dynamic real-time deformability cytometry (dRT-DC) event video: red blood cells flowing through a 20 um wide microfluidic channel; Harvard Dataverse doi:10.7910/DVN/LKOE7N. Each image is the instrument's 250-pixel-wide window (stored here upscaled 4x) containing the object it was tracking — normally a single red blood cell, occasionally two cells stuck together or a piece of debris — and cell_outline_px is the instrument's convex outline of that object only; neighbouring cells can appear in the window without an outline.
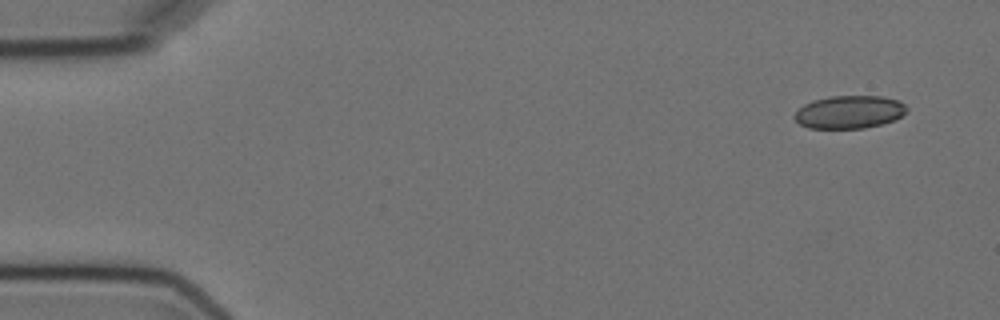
{"species": "Egyptian fruit bat (a non-hibernating species)", "species_latin": "Rousettus aegyptiacus", "temperature_condition": "cold", "stored_images_in_passage": 4, "camera_frame_rate_fps": 3000, "um_per_image_px": 0.085, "animal": {"sex": "female"}, "frame": {"image": 1, "passage_image": 1, "time_ms": 0.0, "image_size_px": [1000, 320], "cell_outline_px": [[908, 108], [900, 116], [892, 120], [880, 124], [864, 128], [808, 128], [800, 124], [792, 116], [804, 104], [812, 100], [828, 96], [880, 96], [900, 100]], "centroid_in_image_um": [72.16, 9.51], "position_along_channel_um": 12.8, "area_um2": 21.44}}
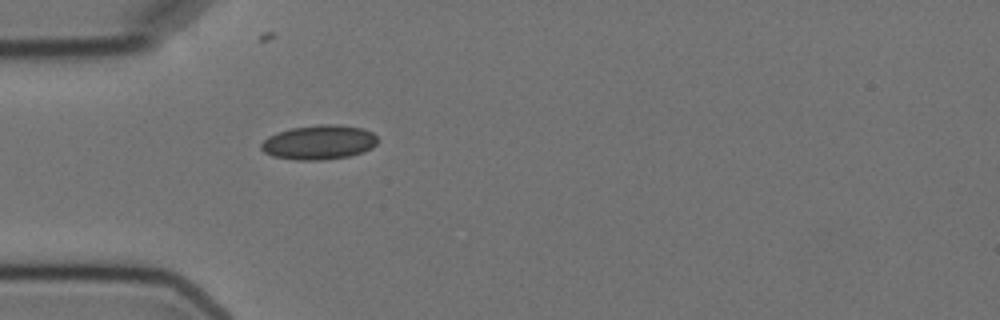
{"frame": {"image": 2, "passage_image": 4, "time_ms": 4.333, "image_size_px": [1000, 320], "cell_outline_px": [[380, 140], [372, 148], [364, 152], [348, 156], [320, 160], [296, 160], [272, 156], [264, 152], [260, 148], [260, 144], [268, 136], [276, 132], [292, 128], [320, 124], [336, 124], [360, 128], [372, 132]], "centroid_in_image_um": [27.11, 12.1], "position_along_channel_um": 57.9, "area_um2": 23.47}}